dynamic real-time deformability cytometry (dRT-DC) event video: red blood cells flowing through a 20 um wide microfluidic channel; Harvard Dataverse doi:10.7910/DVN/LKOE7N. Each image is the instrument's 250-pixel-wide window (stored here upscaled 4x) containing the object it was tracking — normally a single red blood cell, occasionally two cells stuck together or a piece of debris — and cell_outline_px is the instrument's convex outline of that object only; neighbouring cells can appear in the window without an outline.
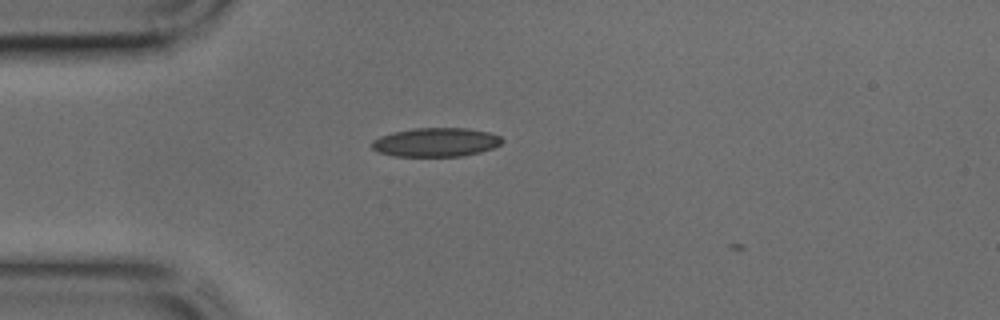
{"species": "common noctule bat (a hibernating species)", "species_latin": "Nyctalus noctula", "temperature_condition": "cold", "stored_images_in_passage": 2, "camera_frame_rate_fps": 3000, "um_per_image_px": 0.085, "animal": {"sex": "male", "body_mass_g": 17.9, "forearm_length_mm": 54.2}, "frame": {"image": 1, "passage_image": 1, "time_ms": 0.0, "image_size_px": [1000, 320], "cell_outline_px": [[504, 140], [500, 144], [492, 148], [480, 152], [460, 156], [392, 156], [376, 152], [372, 148], [372, 140], [380, 136], [392, 132], [416, 128], [468, 128], [488, 132], [500, 136]], "centroid_in_image_um": [37.02, 12.09], "position_along_channel_um": 48.0, "area_um2": 21.96}}